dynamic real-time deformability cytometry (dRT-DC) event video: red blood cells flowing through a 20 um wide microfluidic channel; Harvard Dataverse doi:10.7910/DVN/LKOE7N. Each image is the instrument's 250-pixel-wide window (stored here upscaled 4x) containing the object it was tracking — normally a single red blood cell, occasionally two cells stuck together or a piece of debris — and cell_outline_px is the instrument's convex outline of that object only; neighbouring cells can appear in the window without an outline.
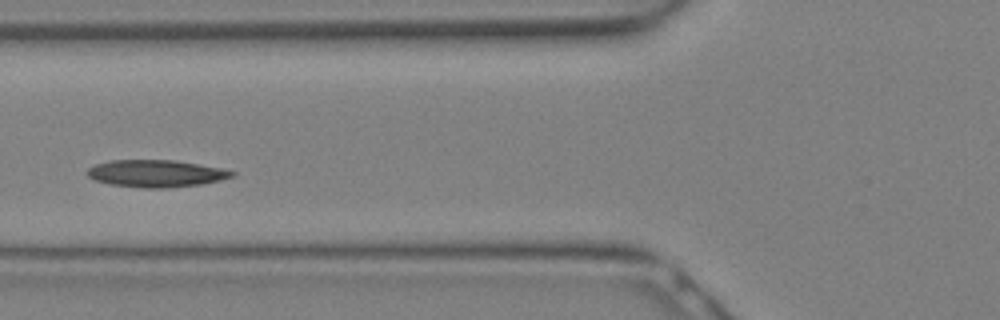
{"species": "Egyptian fruit bat (a non-hibernating species)", "species_latin": "Rousettus aegyptiacus", "temperature_condition": "warm", "stored_images_in_passage": 9, "camera_frame_rate_fps": 3000, "um_per_image_px": 0.085, "animal": {"sex": "female"}, "frame": {"image": 1, "passage_image": 6, "time_ms": 1.667, "image_size_px": [1000, 320], "cell_outline_px": [[236, 176], [220, 180], [200, 184], [172, 188], [144, 188], [108, 184], [96, 180], [88, 176], [88, 168], [96, 164], [108, 160], [172, 160], [220, 168], [236, 172]], "centroid_in_image_um": [13.26, 14.75], "position_along_channel_um": 112.5, "area_um2": 22.83}}
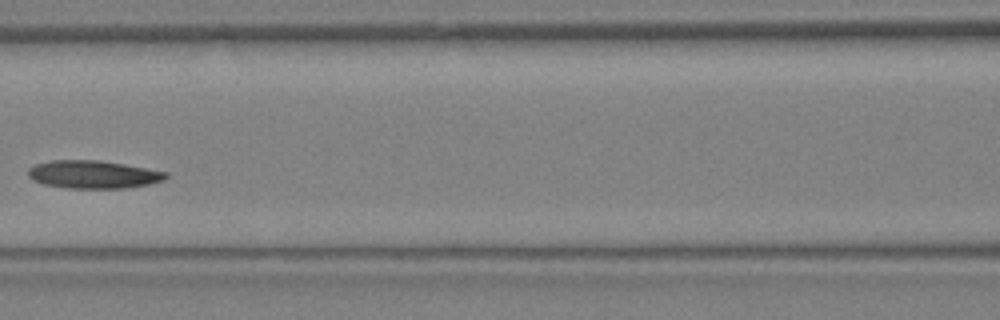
{"frame": {"image": 2, "passage_image": 8, "time_ms": 2.333, "image_size_px": [1000, 320], "cell_outline_px": [[168, 176], [164, 180], [148, 184], [128, 188], [68, 188], [44, 184], [32, 180], [28, 176], [28, 168], [36, 164], [52, 160], [100, 160], [124, 164], [168, 172]], "centroid_in_image_um": [7.92, 14.83], "position_along_channel_um": 158.7, "area_um2": 22.43}}